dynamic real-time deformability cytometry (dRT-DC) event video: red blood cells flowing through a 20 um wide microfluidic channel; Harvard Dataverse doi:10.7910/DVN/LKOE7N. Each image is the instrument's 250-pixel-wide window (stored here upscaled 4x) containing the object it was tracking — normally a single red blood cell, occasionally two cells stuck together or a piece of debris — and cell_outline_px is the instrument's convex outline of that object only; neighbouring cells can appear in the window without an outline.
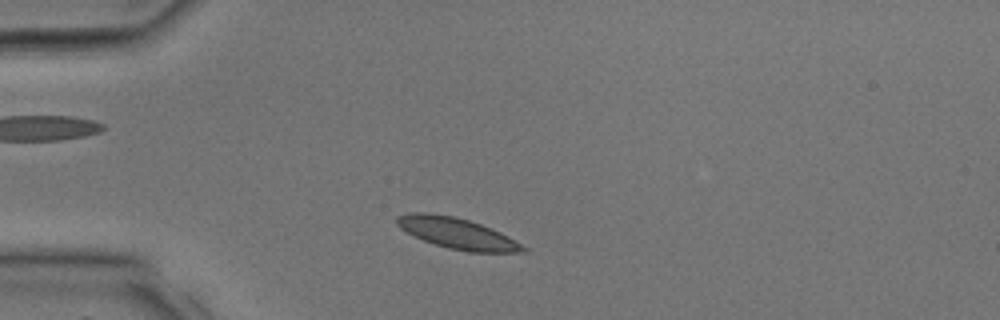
{"species": "common noctule bat (a hibernating species)", "species_latin": "Nyctalus noctula", "temperature_condition": "room temperature", "stored_images_in_passage": 28, "camera_frame_rate_fps": 3000, "um_per_image_px": 0.085, "animal": {"sex": "male", "body_mass_g": 17.9, "forearm_length_mm": 54.2}, "frame": {"image": 1, "passage_image": 3, "time_ms": 0.667, "image_size_px": [1000, 320], "cell_outline_px": [[528, 252], [468, 252], [448, 248], [424, 240], [400, 228], [396, 224], [396, 216], [408, 212], [428, 212], [452, 216], [468, 220], [492, 228], [508, 236], [528, 248]], "centroid_in_image_um": [38.87, 19.83], "position_along_channel_um": 46.1, "area_um2": 22.66}}
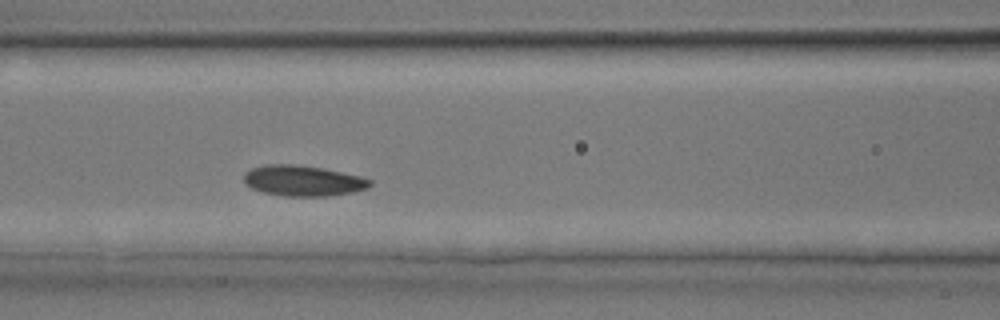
{"frame": {"image": 2, "passage_image": 9, "time_ms": 2.667, "image_size_px": [1000, 320], "cell_outline_px": [[372, 184], [368, 188], [352, 192], [328, 196], [284, 196], [264, 192], [252, 188], [244, 184], [244, 172], [252, 168], [264, 164], [296, 164], [324, 168], [360, 176], [372, 180]], "centroid_in_image_um": [25.75, 15.35], "position_along_channel_um": 140.9, "area_um2": 22.66}}
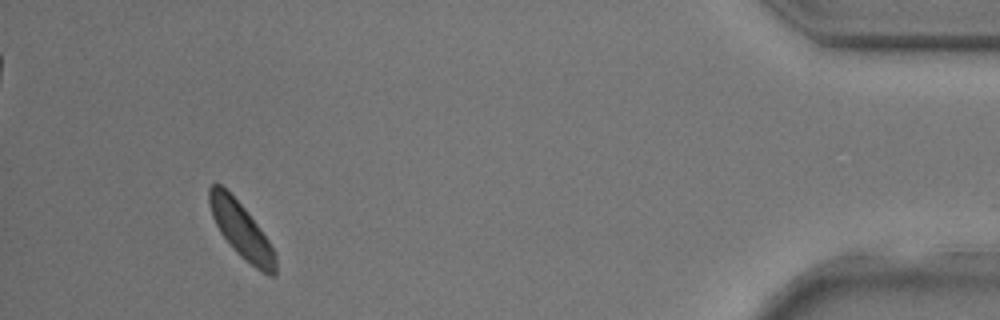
{"frame": {"image": 3, "passage_image": 26, "time_ms": 8.333, "image_size_px": [1000, 320], "cell_outline_px": [[276, 276], [272, 276], [256, 268], [244, 260], [232, 248], [220, 232], [212, 216], [208, 200], [208, 188], [212, 184], [220, 184], [244, 208], [268, 240], [276, 256]], "centroid_in_image_um": [20.49, 19.59], "position_along_channel_um": 414.7, "area_um2": 20.92}}